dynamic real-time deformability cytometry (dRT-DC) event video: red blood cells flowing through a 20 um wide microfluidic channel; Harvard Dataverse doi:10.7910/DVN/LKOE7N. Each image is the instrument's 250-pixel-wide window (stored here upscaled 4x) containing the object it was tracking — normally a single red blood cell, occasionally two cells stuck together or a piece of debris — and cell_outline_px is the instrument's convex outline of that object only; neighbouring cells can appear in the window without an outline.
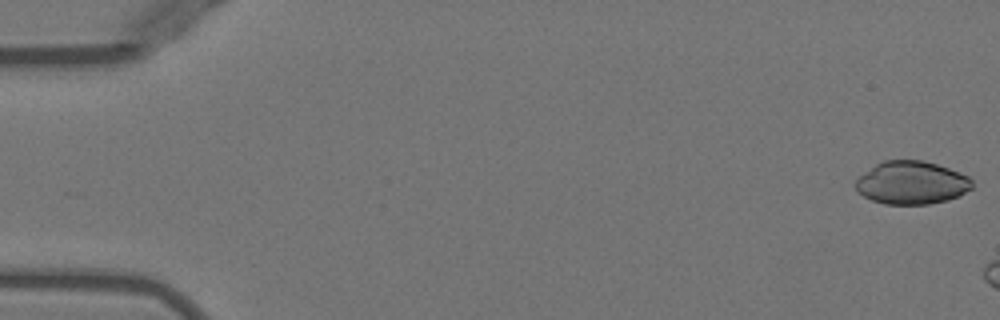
{"species": "Egyptian fruit bat (a non-hibernating species)", "species_latin": "Rousettus aegyptiacus", "temperature_condition": "warm", "stored_images_in_passage": 6, "camera_frame_rate_fps": 3000, "um_per_image_px": 0.085, "animal": {"sex": "female"}, "frame": {"image": 1, "passage_image": 1, "time_ms": 0.0, "image_size_px": [1000, 320], "cell_outline_px": [[972, 188], [960, 196], [948, 200], [928, 204], [884, 204], [872, 200], [864, 196], [856, 188], [856, 180], [860, 176], [876, 164], [884, 160], [924, 160], [960, 172], [968, 176], [972, 180]], "centroid_in_image_um": [77.52, 15.53], "position_along_channel_um": 7.5, "area_um2": 29.13}}